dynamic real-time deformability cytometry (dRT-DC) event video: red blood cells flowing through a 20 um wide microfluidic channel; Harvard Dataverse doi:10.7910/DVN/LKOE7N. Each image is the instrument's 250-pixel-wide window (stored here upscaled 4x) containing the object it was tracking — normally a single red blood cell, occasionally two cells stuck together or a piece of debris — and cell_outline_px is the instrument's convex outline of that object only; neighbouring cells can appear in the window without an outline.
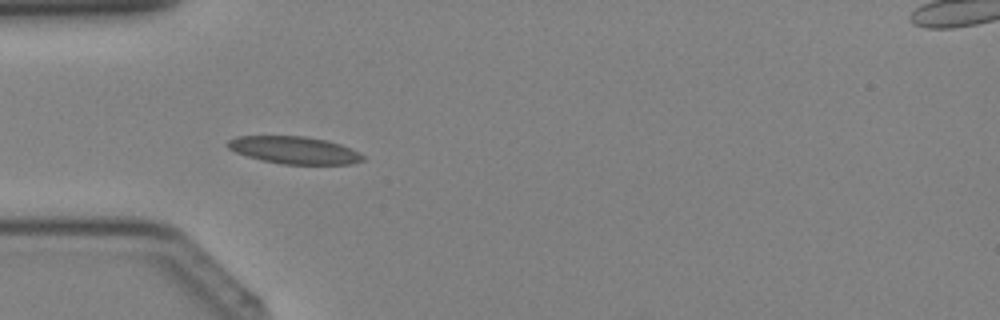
{"species": "Egyptian fruit bat (a non-hibernating species)", "species_latin": "Rousettus aegyptiacus", "temperature_condition": "cold", "stored_images_in_passage": 34, "camera_frame_rate_fps": 3000, "um_per_image_px": 0.085, "animal": {"sex": "female"}, "frame": {"image": 1, "passage_image": 7, "time_ms": 2.0, "image_size_px": [1000, 320], "cell_outline_px": [[364, 160], [352, 164], [280, 164], [260, 160], [236, 152], [228, 148], [224, 144], [228, 140], [236, 136], [304, 136], [328, 140], [352, 148], [360, 152], [364, 156]], "centroid_in_image_um": [25.02, 12.76], "position_along_channel_um": 60.0, "area_um2": 21.79}}
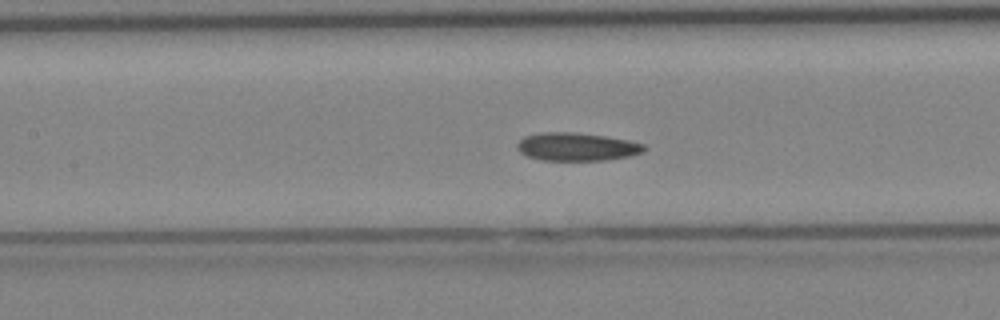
{"frame": {"image": 2, "passage_image": 13, "time_ms": 4.0, "image_size_px": [1000, 320], "cell_outline_px": [[648, 148], [644, 152], [628, 156], [604, 160], [544, 160], [528, 156], [520, 152], [516, 148], [516, 144], [524, 136], [540, 132], [572, 132], [604, 136], [628, 140], [644, 144]], "centroid_in_image_um": [49.02, 12.47], "position_along_channel_um": 158.4, "area_um2": 20.75}}
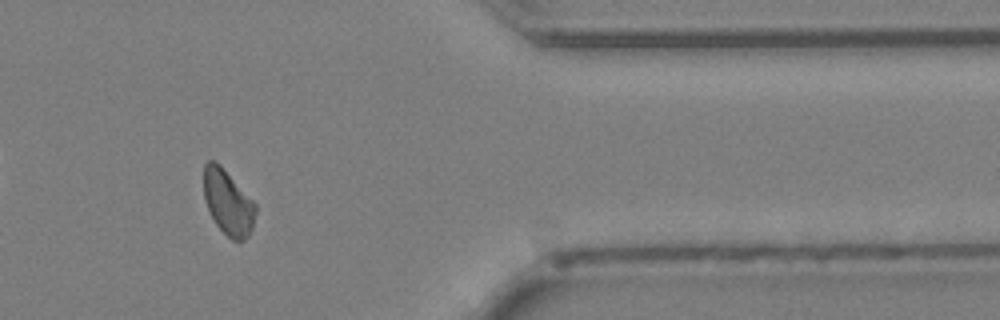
{"frame": {"image": 3, "passage_image": 28, "time_ms": 9.0, "image_size_px": [1000, 320], "cell_outline_px": [[256, 212], [252, 228], [248, 236], [244, 240], [232, 240], [216, 224], [208, 212], [204, 200], [204, 164], [208, 160], [212, 160], [220, 164], [256, 204]], "centroid_in_image_um": [19.36, 17.2], "position_along_channel_um": 392.0, "area_um2": 19.59}}